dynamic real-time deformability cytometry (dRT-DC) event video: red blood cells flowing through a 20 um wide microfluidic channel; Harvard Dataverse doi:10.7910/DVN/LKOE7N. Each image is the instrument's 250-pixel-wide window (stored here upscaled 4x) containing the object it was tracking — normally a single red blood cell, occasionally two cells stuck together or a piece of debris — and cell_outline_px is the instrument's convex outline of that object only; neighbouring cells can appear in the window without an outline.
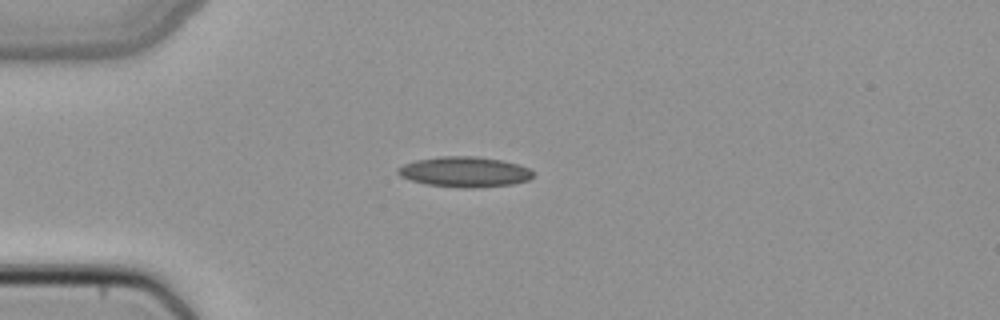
{"species": "common noctule bat (a hibernating species)", "species_latin": "Nyctalus noctula", "temperature_condition": "cold", "stored_images_in_passage": 37, "camera_frame_rate_fps": 3000, "um_per_image_px": 0.085, "animal": {"sex": "female", "body_mass_g": 22.7, "forearm_length_mm": 54.2}, "frame": {"image": 1, "passage_image": 1, "time_ms": 0.0, "image_size_px": [1000, 320], "cell_outline_px": [[532, 176], [528, 180], [512, 184], [476, 188], [460, 188], [424, 184], [400, 176], [396, 172], [396, 168], [404, 164], [416, 160], [440, 156], [476, 156], [504, 160], [528, 168], [532, 172]], "centroid_in_image_um": [39.46, 14.61], "position_along_channel_um": 45.5, "area_um2": 23.99}}
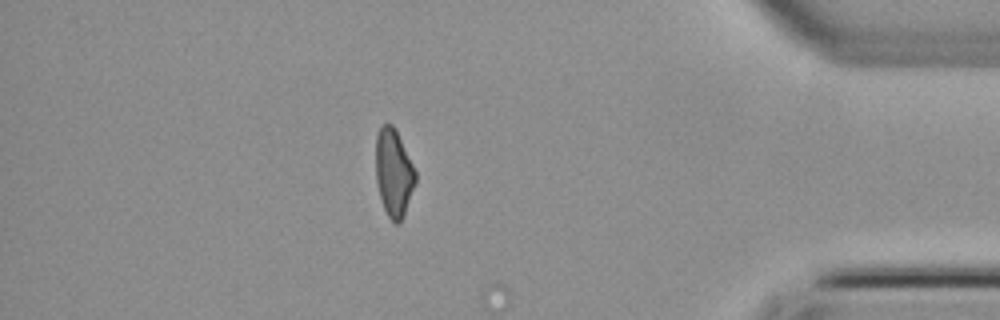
{"frame": {"image": 2, "passage_image": 31, "time_ms": 10.0, "image_size_px": [1000, 320], "cell_outline_px": [[416, 180], [400, 224], [396, 224], [388, 216], [384, 208], [380, 196], [376, 180], [376, 132], [380, 124], [392, 124], [396, 128], [416, 172]], "centroid_in_image_um": [33.45, 14.63], "position_along_channel_um": 401.8, "area_um2": 20.17}}